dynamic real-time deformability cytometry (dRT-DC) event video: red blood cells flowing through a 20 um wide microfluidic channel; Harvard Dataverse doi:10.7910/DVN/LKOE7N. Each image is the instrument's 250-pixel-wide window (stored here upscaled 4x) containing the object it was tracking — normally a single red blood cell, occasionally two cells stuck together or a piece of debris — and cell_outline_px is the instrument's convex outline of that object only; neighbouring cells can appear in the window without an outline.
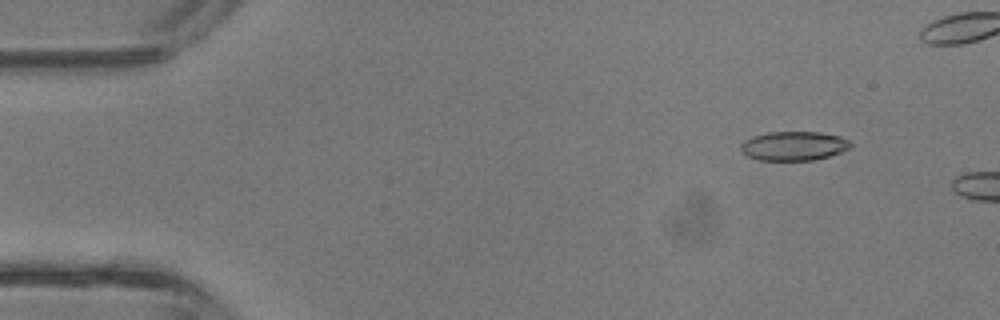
{"species": "common noctule bat (a hibernating species)", "species_latin": "Nyctalus noctula", "temperature_condition": "room temperature", "stored_images_in_passage": 8, "camera_frame_rate_fps": 3000, "um_per_image_px": 0.085, "animal": {"sex": "male", "body_mass_g": 13.3}, "frame": {"image": 1, "passage_image": 5, "time_ms": 1.333, "image_size_px": [1000, 320], "cell_outline_px": [[852, 144], [848, 148], [840, 152], [828, 156], [812, 160], [756, 160], [740, 152], [740, 144], [744, 140], [752, 136], [768, 132], [820, 132], [840, 136], [848, 140]], "centroid_in_image_um": [67.41, 12.4], "position_along_channel_um": 17.6, "area_um2": 18.67}}